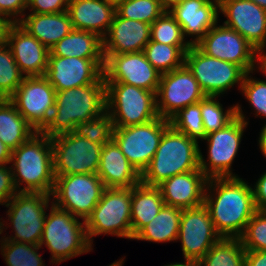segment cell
<instances>
[{"instance_id":"38","label":"cell","mask_w":266,"mask_h":266,"mask_svg":"<svg viewBox=\"0 0 266 266\" xmlns=\"http://www.w3.org/2000/svg\"><path fill=\"white\" fill-rule=\"evenodd\" d=\"M216 98L206 96L201 100V116L206 135L223 129L237 117L236 106L233 105L225 112Z\"/></svg>"},{"instance_id":"47","label":"cell","mask_w":266,"mask_h":266,"mask_svg":"<svg viewBox=\"0 0 266 266\" xmlns=\"http://www.w3.org/2000/svg\"><path fill=\"white\" fill-rule=\"evenodd\" d=\"M245 266H266V251H246Z\"/></svg>"},{"instance_id":"45","label":"cell","mask_w":266,"mask_h":266,"mask_svg":"<svg viewBox=\"0 0 266 266\" xmlns=\"http://www.w3.org/2000/svg\"><path fill=\"white\" fill-rule=\"evenodd\" d=\"M27 5L28 0H0V15L9 19L11 23H18L16 16H24L23 11L27 9Z\"/></svg>"},{"instance_id":"49","label":"cell","mask_w":266,"mask_h":266,"mask_svg":"<svg viewBox=\"0 0 266 266\" xmlns=\"http://www.w3.org/2000/svg\"><path fill=\"white\" fill-rule=\"evenodd\" d=\"M12 150L0 140V166L10 164Z\"/></svg>"},{"instance_id":"22","label":"cell","mask_w":266,"mask_h":266,"mask_svg":"<svg viewBox=\"0 0 266 266\" xmlns=\"http://www.w3.org/2000/svg\"><path fill=\"white\" fill-rule=\"evenodd\" d=\"M218 12L219 0H184L169 10L181 26L184 38L185 35H195L194 40H187L191 46L196 45L218 23Z\"/></svg>"},{"instance_id":"5","label":"cell","mask_w":266,"mask_h":266,"mask_svg":"<svg viewBox=\"0 0 266 266\" xmlns=\"http://www.w3.org/2000/svg\"><path fill=\"white\" fill-rule=\"evenodd\" d=\"M50 214L45 216L43 234L39 245L43 244L50 250L55 264L78 255L88 253L92 245L88 241L85 221L79 222L68 211L51 204Z\"/></svg>"},{"instance_id":"23","label":"cell","mask_w":266,"mask_h":266,"mask_svg":"<svg viewBox=\"0 0 266 266\" xmlns=\"http://www.w3.org/2000/svg\"><path fill=\"white\" fill-rule=\"evenodd\" d=\"M207 182L201 170H193L168 178L157 187L165 205L188 209L204 204Z\"/></svg>"},{"instance_id":"34","label":"cell","mask_w":266,"mask_h":266,"mask_svg":"<svg viewBox=\"0 0 266 266\" xmlns=\"http://www.w3.org/2000/svg\"><path fill=\"white\" fill-rule=\"evenodd\" d=\"M165 11L159 0H123L115 5V12L120 17L150 25Z\"/></svg>"},{"instance_id":"6","label":"cell","mask_w":266,"mask_h":266,"mask_svg":"<svg viewBox=\"0 0 266 266\" xmlns=\"http://www.w3.org/2000/svg\"><path fill=\"white\" fill-rule=\"evenodd\" d=\"M105 83L106 110L115 127L144 124L159 117L155 92L120 82Z\"/></svg>"},{"instance_id":"43","label":"cell","mask_w":266,"mask_h":266,"mask_svg":"<svg viewBox=\"0 0 266 266\" xmlns=\"http://www.w3.org/2000/svg\"><path fill=\"white\" fill-rule=\"evenodd\" d=\"M68 5L69 0H28L27 8L31 13L52 14L67 11Z\"/></svg>"},{"instance_id":"18","label":"cell","mask_w":266,"mask_h":266,"mask_svg":"<svg viewBox=\"0 0 266 266\" xmlns=\"http://www.w3.org/2000/svg\"><path fill=\"white\" fill-rule=\"evenodd\" d=\"M105 82H120L157 93L161 78L143 51L104 55Z\"/></svg>"},{"instance_id":"8","label":"cell","mask_w":266,"mask_h":266,"mask_svg":"<svg viewBox=\"0 0 266 266\" xmlns=\"http://www.w3.org/2000/svg\"><path fill=\"white\" fill-rule=\"evenodd\" d=\"M105 188L97 174L55 176V186L51 196L53 201L56 200L51 203L86 221L100 201Z\"/></svg>"},{"instance_id":"56","label":"cell","mask_w":266,"mask_h":266,"mask_svg":"<svg viewBox=\"0 0 266 266\" xmlns=\"http://www.w3.org/2000/svg\"><path fill=\"white\" fill-rule=\"evenodd\" d=\"M123 261H124V259H120L119 261L113 262L109 266H122V263H124Z\"/></svg>"},{"instance_id":"25","label":"cell","mask_w":266,"mask_h":266,"mask_svg":"<svg viewBox=\"0 0 266 266\" xmlns=\"http://www.w3.org/2000/svg\"><path fill=\"white\" fill-rule=\"evenodd\" d=\"M97 175L106 188H132L141 182V174L113 139L102 147Z\"/></svg>"},{"instance_id":"17","label":"cell","mask_w":266,"mask_h":266,"mask_svg":"<svg viewBox=\"0 0 266 266\" xmlns=\"http://www.w3.org/2000/svg\"><path fill=\"white\" fill-rule=\"evenodd\" d=\"M205 54L242 67L246 72L255 70L256 49L238 32L217 24L196 44Z\"/></svg>"},{"instance_id":"54","label":"cell","mask_w":266,"mask_h":266,"mask_svg":"<svg viewBox=\"0 0 266 266\" xmlns=\"http://www.w3.org/2000/svg\"><path fill=\"white\" fill-rule=\"evenodd\" d=\"M9 100V97L0 88V104H3Z\"/></svg>"},{"instance_id":"42","label":"cell","mask_w":266,"mask_h":266,"mask_svg":"<svg viewBox=\"0 0 266 266\" xmlns=\"http://www.w3.org/2000/svg\"><path fill=\"white\" fill-rule=\"evenodd\" d=\"M250 73L247 72L241 85V90L245 98L256 110V116L262 115L266 117V81L258 80L249 76Z\"/></svg>"},{"instance_id":"28","label":"cell","mask_w":266,"mask_h":266,"mask_svg":"<svg viewBox=\"0 0 266 266\" xmlns=\"http://www.w3.org/2000/svg\"><path fill=\"white\" fill-rule=\"evenodd\" d=\"M165 205L157 186L139 183L131 188V230L133 236L154 219Z\"/></svg>"},{"instance_id":"36","label":"cell","mask_w":266,"mask_h":266,"mask_svg":"<svg viewBox=\"0 0 266 266\" xmlns=\"http://www.w3.org/2000/svg\"><path fill=\"white\" fill-rule=\"evenodd\" d=\"M1 253L7 266H44L41 256L37 253L40 245L15 242L1 238Z\"/></svg>"},{"instance_id":"27","label":"cell","mask_w":266,"mask_h":266,"mask_svg":"<svg viewBox=\"0 0 266 266\" xmlns=\"http://www.w3.org/2000/svg\"><path fill=\"white\" fill-rule=\"evenodd\" d=\"M18 23L48 50L73 30L67 11L52 14L31 13L26 18H19Z\"/></svg>"},{"instance_id":"39","label":"cell","mask_w":266,"mask_h":266,"mask_svg":"<svg viewBox=\"0 0 266 266\" xmlns=\"http://www.w3.org/2000/svg\"><path fill=\"white\" fill-rule=\"evenodd\" d=\"M114 130L113 118L105 110L99 116L91 118L87 122L77 124L73 132L80 137L87 138L91 142L103 146L113 139Z\"/></svg>"},{"instance_id":"37","label":"cell","mask_w":266,"mask_h":266,"mask_svg":"<svg viewBox=\"0 0 266 266\" xmlns=\"http://www.w3.org/2000/svg\"><path fill=\"white\" fill-rule=\"evenodd\" d=\"M169 121L176 131L187 135L197 142L198 139L204 140L207 136L201 116V101L181 109Z\"/></svg>"},{"instance_id":"2","label":"cell","mask_w":266,"mask_h":266,"mask_svg":"<svg viewBox=\"0 0 266 266\" xmlns=\"http://www.w3.org/2000/svg\"><path fill=\"white\" fill-rule=\"evenodd\" d=\"M106 110L104 75L93 84L56 91L50 120L40 131L48 137L74 131L79 123L89 121Z\"/></svg>"},{"instance_id":"33","label":"cell","mask_w":266,"mask_h":266,"mask_svg":"<svg viewBox=\"0 0 266 266\" xmlns=\"http://www.w3.org/2000/svg\"><path fill=\"white\" fill-rule=\"evenodd\" d=\"M188 50L189 48H178L150 40L143 52L150 64L164 74L183 67Z\"/></svg>"},{"instance_id":"46","label":"cell","mask_w":266,"mask_h":266,"mask_svg":"<svg viewBox=\"0 0 266 266\" xmlns=\"http://www.w3.org/2000/svg\"><path fill=\"white\" fill-rule=\"evenodd\" d=\"M252 189L256 210L266 212V172L260 176Z\"/></svg>"},{"instance_id":"52","label":"cell","mask_w":266,"mask_h":266,"mask_svg":"<svg viewBox=\"0 0 266 266\" xmlns=\"http://www.w3.org/2000/svg\"><path fill=\"white\" fill-rule=\"evenodd\" d=\"M184 0H159L161 6L169 11L174 5L181 3Z\"/></svg>"},{"instance_id":"57","label":"cell","mask_w":266,"mask_h":266,"mask_svg":"<svg viewBox=\"0 0 266 266\" xmlns=\"http://www.w3.org/2000/svg\"><path fill=\"white\" fill-rule=\"evenodd\" d=\"M4 223L0 222V234L3 233Z\"/></svg>"},{"instance_id":"14","label":"cell","mask_w":266,"mask_h":266,"mask_svg":"<svg viewBox=\"0 0 266 266\" xmlns=\"http://www.w3.org/2000/svg\"><path fill=\"white\" fill-rule=\"evenodd\" d=\"M56 90L45 76L25 77L9 97L18 112L40 132L50 120L55 107Z\"/></svg>"},{"instance_id":"4","label":"cell","mask_w":266,"mask_h":266,"mask_svg":"<svg viewBox=\"0 0 266 266\" xmlns=\"http://www.w3.org/2000/svg\"><path fill=\"white\" fill-rule=\"evenodd\" d=\"M198 143L170 125L164 131L154 157L141 173V183L157 186L177 174L200 170Z\"/></svg>"},{"instance_id":"16","label":"cell","mask_w":266,"mask_h":266,"mask_svg":"<svg viewBox=\"0 0 266 266\" xmlns=\"http://www.w3.org/2000/svg\"><path fill=\"white\" fill-rule=\"evenodd\" d=\"M220 238L204 204L183 209L177 240L182 243L185 261L198 263Z\"/></svg>"},{"instance_id":"19","label":"cell","mask_w":266,"mask_h":266,"mask_svg":"<svg viewBox=\"0 0 266 266\" xmlns=\"http://www.w3.org/2000/svg\"><path fill=\"white\" fill-rule=\"evenodd\" d=\"M105 59L53 56L49 52L45 77L56 91L96 83L104 75Z\"/></svg>"},{"instance_id":"24","label":"cell","mask_w":266,"mask_h":266,"mask_svg":"<svg viewBox=\"0 0 266 266\" xmlns=\"http://www.w3.org/2000/svg\"><path fill=\"white\" fill-rule=\"evenodd\" d=\"M151 25L114 14L103 40V55L144 51L150 41Z\"/></svg>"},{"instance_id":"40","label":"cell","mask_w":266,"mask_h":266,"mask_svg":"<svg viewBox=\"0 0 266 266\" xmlns=\"http://www.w3.org/2000/svg\"><path fill=\"white\" fill-rule=\"evenodd\" d=\"M24 78L7 43L0 45V88L2 91L10 97Z\"/></svg>"},{"instance_id":"51","label":"cell","mask_w":266,"mask_h":266,"mask_svg":"<svg viewBox=\"0 0 266 266\" xmlns=\"http://www.w3.org/2000/svg\"><path fill=\"white\" fill-rule=\"evenodd\" d=\"M259 148L263 155L266 157V124L261 129L260 137H259Z\"/></svg>"},{"instance_id":"21","label":"cell","mask_w":266,"mask_h":266,"mask_svg":"<svg viewBox=\"0 0 266 266\" xmlns=\"http://www.w3.org/2000/svg\"><path fill=\"white\" fill-rule=\"evenodd\" d=\"M6 43L25 77L45 76L50 50L19 23L9 27Z\"/></svg>"},{"instance_id":"32","label":"cell","mask_w":266,"mask_h":266,"mask_svg":"<svg viewBox=\"0 0 266 266\" xmlns=\"http://www.w3.org/2000/svg\"><path fill=\"white\" fill-rule=\"evenodd\" d=\"M245 252L240 238L221 237L198 266H245Z\"/></svg>"},{"instance_id":"15","label":"cell","mask_w":266,"mask_h":266,"mask_svg":"<svg viewBox=\"0 0 266 266\" xmlns=\"http://www.w3.org/2000/svg\"><path fill=\"white\" fill-rule=\"evenodd\" d=\"M156 96L158 115L167 120L186 106L206 97L198 81L185 65L161 74Z\"/></svg>"},{"instance_id":"53","label":"cell","mask_w":266,"mask_h":266,"mask_svg":"<svg viewBox=\"0 0 266 266\" xmlns=\"http://www.w3.org/2000/svg\"><path fill=\"white\" fill-rule=\"evenodd\" d=\"M165 266H198V263L194 261H186L184 263H175V264L173 263Z\"/></svg>"},{"instance_id":"13","label":"cell","mask_w":266,"mask_h":266,"mask_svg":"<svg viewBox=\"0 0 266 266\" xmlns=\"http://www.w3.org/2000/svg\"><path fill=\"white\" fill-rule=\"evenodd\" d=\"M170 121L160 116L144 124L115 127L113 140L141 174L149 165Z\"/></svg>"},{"instance_id":"26","label":"cell","mask_w":266,"mask_h":266,"mask_svg":"<svg viewBox=\"0 0 266 266\" xmlns=\"http://www.w3.org/2000/svg\"><path fill=\"white\" fill-rule=\"evenodd\" d=\"M73 29L93 32L102 39L115 14V4L107 0H69L68 10Z\"/></svg>"},{"instance_id":"44","label":"cell","mask_w":266,"mask_h":266,"mask_svg":"<svg viewBox=\"0 0 266 266\" xmlns=\"http://www.w3.org/2000/svg\"><path fill=\"white\" fill-rule=\"evenodd\" d=\"M17 190L13 182L11 168L0 166V204L5 205L15 194Z\"/></svg>"},{"instance_id":"11","label":"cell","mask_w":266,"mask_h":266,"mask_svg":"<svg viewBox=\"0 0 266 266\" xmlns=\"http://www.w3.org/2000/svg\"><path fill=\"white\" fill-rule=\"evenodd\" d=\"M55 176L97 174L102 147L72 132L50 137Z\"/></svg>"},{"instance_id":"31","label":"cell","mask_w":266,"mask_h":266,"mask_svg":"<svg viewBox=\"0 0 266 266\" xmlns=\"http://www.w3.org/2000/svg\"><path fill=\"white\" fill-rule=\"evenodd\" d=\"M36 132L10 100L0 104V140L11 150L26 142Z\"/></svg>"},{"instance_id":"58","label":"cell","mask_w":266,"mask_h":266,"mask_svg":"<svg viewBox=\"0 0 266 266\" xmlns=\"http://www.w3.org/2000/svg\"><path fill=\"white\" fill-rule=\"evenodd\" d=\"M107 1L112 2L116 5L118 2L123 1V0H107Z\"/></svg>"},{"instance_id":"1","label":"cell","mask_w":266,"mask_h":266,"mask_svg":"<svg viewBox=\"0 0 266 266\" xmlns=\"http://www.w3.org/2000/svg\"><path fill=\"white\" fill-rule=\"evenodd\" d=\"M206 189L204 205L216 232L221 237L240 238L257 211L252 187L237 176L209 178Z\"/></svg>"},{"instance_id":"29","label":"cell","mask_w":266,"mask_h":266,"mask_svg":"<svg viewBox=\"0 0 266 266\" xmlns=\"http://www.w3.org/2000/svg\"><path fill=\"white\" fill-rule=\"evenodd\" d=\"M53 56L104 59L103 40L93 32L73 29L51 49Z\"/></svg>"},{"instance_id":"50","label":"cell","mask_w":266,"mask_h":266,"mask_svg":"<svg viewBox=\"0 0 266 266\" xmlns=\"http://www.w3.org/2000/svg\"><path fill=\"white\" fill-rule=\"evenodd\" d=\"M264 49L257 50L255 55V61L259 62L260 64L259 69L265 74L266 76V53H264ZM264 53V54H263Z\"/></svg>"},{"instance_id":"20","label":"cell","mask_w":266,"mask_h":266,"mask_svg":"<svg viewBox=\"0 0 266 266\" xmlns=\"http://www.w3.org/2000/svg\"><path fill=\"white\" fill-rule=\"evenodd\" d=\"M225 26L243 36L256 50L266 47V10L250 0H219Z\"/></svg>"},{"instance_id":"12","label":"cell","mask_w":266,"mask_h":266,"mask_svg":"<svg viewBox=\"0 0 266 266\" xmlns=\"http://www.w3.org/2000/svg\"><path fill=\"white\" fill-rule=\"evenodd\" d=\"M51 195L17 192L5 206L15 236L4 239L39 245Z\"/></svg>"},{"instance_id":"35","label":"cell","mask_w":266,"mask_h":266,"mask_svg":"<svg viewBox=\"0 0 266 266\" xmlns=\"http://www.w3.org/2000/svg\"><path fill=\"white\" fill-rule=\"evenodd\" d=\"M150 40L178 48H190L191 46L185 41L181 26L169 11H165L151 24Z\"/></svg>"},{"instance_id":"10","label":"cell","mask_w":266,"mask_h":266,"mask_svg":"<svg viewBox=\"0 0 266 266\" xmlns=\"http://www.w3.org/2000/svg\"><path fill=\"white\" fill-rule=\"evenodd\" d=\"M184 65L198 81L206 96L218 97L235 84H243L246 71L231 62L203 53L196 45L185 54Z\"/></svg>"},{"instance_id":"9","label":"cell","mask_w":266,"mask_h":266,"mask_svg":"<svg viewBox=\"0 0 266 266\" xmlns=\"http://www.w3.org/2000/svg\"><path fill=\"white\" fill-rule=\"evenodd\" d=\"M236 118L223 129L208 134V163L199 150V167L209 178L237 177L231 172V166L238 152L244 129L248 125L241 106L236 105Z\"/></svg>"},{"instance_id":"48","label":"cell","mask_w":266,"mask_h":266,"mask_svg":"<svg viewBox=\"0 0 266 266\" xmlns=\"http://www.w3.org/2000/svg\"><path fill=\"white\" fill-rule=\"evenodd\" d=\"M11 24L12 23L9 21V19L0 15V45L6 43L7 32Z\"/></svg>"},{"instance_id":"41","label":"cell","mask_w":266,"mask_h":266,"mask_svg":"<svg viewBox=\"0 0 266 266\" xmlns=\"http://www.w3.org/2000/svg\"><path fill=\"white\" fill-rule=\"evenodd\" d=\"M240 239L246 251H266V212L254 213Z\"/></svg>"},{"instance_id":"55","label":"cell","mask_w":266,"mask_h":266,"mask_svg":"<svg viewBox=\"0 0 266 266\" xmlns=\"http://www.w3.org/2000/svg\"><path fill=\"white\" fill-rule=\"evenodd\" d=\"M266 10V0H250Z\"/></svg>"},{"instance_id":"7","label":"cell","mask_w":266,"mask_h":266,"mask_svg":"<svg viewBox=\"0 0 266 266\" xmlns=\"http://www.w3.org/2000/svg\"><path fill=\"white\" fill-rule=\"evenodd\" d=\"M85 227L91 245L93 236L99 234L132 239L131 188H105Z\"/></svg>"},{"instance_id":"3","label":"cell","mask_w":266,"mask_h":266,"mask_svg":"<svg viewBox=\"0 0 266 266\" xmlns=\"http://www.w3.org/2000/svg\"><path fill=\"white\" fill-rule=\"evenodd\" d=\"M10 161L13 163V167L10 168L17 192L52 195L55 174L50 137L36 132L26 142L12 150ZM22 183L26 186L20 188Z\"/></svg>"},{"instance_id":"30","label":"cell","mask_w":266,"mask_h":266,"mask_svg":"<svg viewBox=\"0 0 266 266\" xmlns=\"http://www.w3.org/2000/svg\"><path fill=\"white\" fill-rule=\"evenodd\" d=\"M183 209L164 205L152 221L143 226L133 240L151 242L176 241Z\"/></svg>"}]
</instances>
